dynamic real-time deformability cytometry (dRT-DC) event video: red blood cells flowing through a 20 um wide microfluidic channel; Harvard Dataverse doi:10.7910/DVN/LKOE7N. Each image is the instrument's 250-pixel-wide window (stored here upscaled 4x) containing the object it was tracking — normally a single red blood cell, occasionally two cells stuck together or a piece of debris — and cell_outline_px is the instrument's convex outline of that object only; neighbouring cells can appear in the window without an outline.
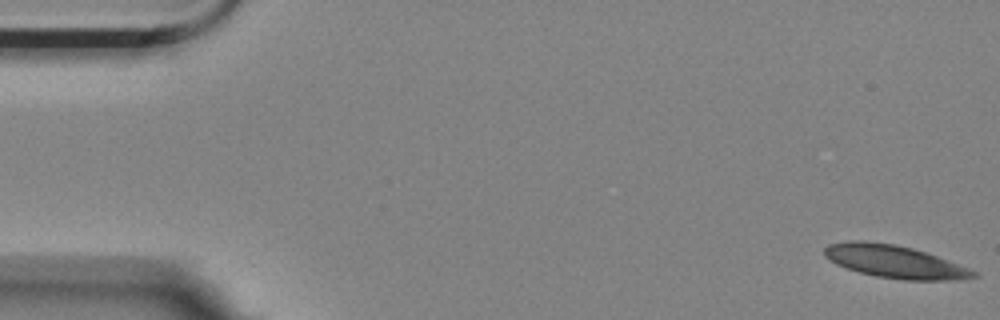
{"species": "Egyptian fruit bat (a non-hibernating species)", "species_latin": "Rousettus aegyptiacus", "temperature_condition": "room temperature", "stored_images_in_passage": 5, "camera_frame_rate_fps": 3000, "um_per_image_px": 0.085, "animal": {"sex": "female"}, "frame": {"image": 1, "passage_image": 1, "time_ms": 0.0, "image_size_px": [1000, 320], "cell_outline_px": [[976, 276], [956, 280], [904, 280], [876, 276], [860, 272], [836, 264], [824, 256], [824, 248], [828, 244], [848, 240], [864, 240], [896, 244], [912, 248], [936, 256], [968, 268], [976, 272]], "centroid_in_image_um": [75.98, 22.22], "position_along_channel_um": 9.0, "area_um2": 28.21}}